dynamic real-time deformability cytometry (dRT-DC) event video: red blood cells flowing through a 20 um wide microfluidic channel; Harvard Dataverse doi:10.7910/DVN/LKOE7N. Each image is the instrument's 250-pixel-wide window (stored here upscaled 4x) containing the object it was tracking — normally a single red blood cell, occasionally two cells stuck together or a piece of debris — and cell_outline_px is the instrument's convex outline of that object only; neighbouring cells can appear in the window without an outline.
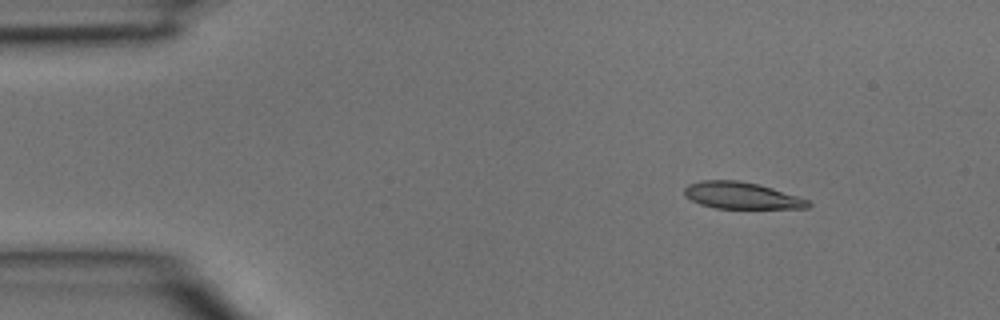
{"species": "common noctule bat (a hibernating species)", "species_latin": "Nyctalus noctula", "temperature_condition": "room temperature", "stored_images_in_passage": 3, "camera_frame_rate_fps": 3000, "um_per_image_px": 0.085, "animal": {"sex": "male", "body_mass_g": 15.6}, "frame": {"image": 1, "passage_image": 1, "time_ms": 0.0, "image_size_px": [1000, 320], "cell_outline_px": [[812, 204], [808, 208], [716, 208], [700, 204], [684, 196], [684, 188], [688, 184], [700, 180], [740, 180], [760, 184], [808, 200]], "centroid_in_image_um": [62.99, 16.61], "position_along_channel_um": 22.0, "area_um2": 19.25}}
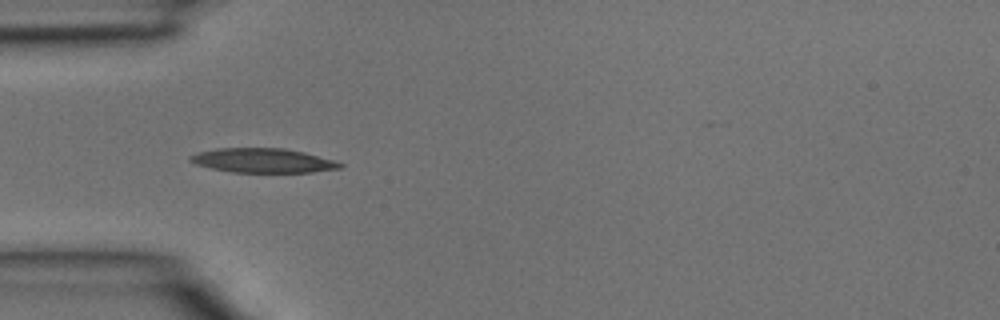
{"frame": {"image": 2, "passage_image": 3, "time_ms": 0.667, "image_size_px": [1000, 320], "cell_outline_px": [[344, 164], [340, 168], [312, 172], [232, 172], [212, 168], [196, 164], [188, 160], [188, 156], [200, 152], [216, 148], [284, 148], [304, 152], [332, 160]], "centroid_in_image_um": [22.32, 13.64], "position_along_channel_um": 62.7, "area_um2": 21.04}}